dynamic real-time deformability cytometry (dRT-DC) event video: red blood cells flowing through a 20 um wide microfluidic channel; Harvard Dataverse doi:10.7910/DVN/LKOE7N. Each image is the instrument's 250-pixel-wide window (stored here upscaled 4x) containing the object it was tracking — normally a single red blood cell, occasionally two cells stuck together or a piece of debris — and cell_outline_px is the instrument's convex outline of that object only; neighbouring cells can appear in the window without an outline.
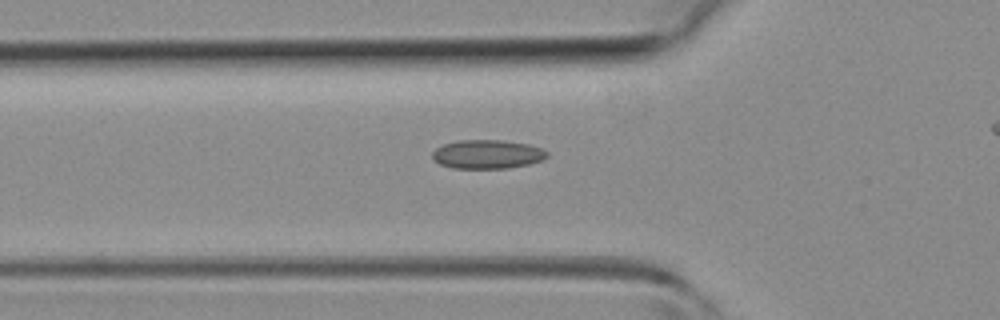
{"species": "common noctule bat (a hibernating species)", "species_latin": "Nyctalus noctula", "temperature_condition": "room temperature", "stored_images_in_passage": 35, "camera_frame_rate_fps": 3000, "um_per_image_px": 0.085, "animal": {"sex": "female", "body_mass_g": 19.3, "forearm_length_mm": 54.1}, "frame": {"image": 1, "passage_image": 12, "time_ms": 3.667, "image_size_px": [1000, 320], "cell_outline_px": [[548, 156], [540, 160], [528, 164], [508, 168], [452, 168], [440, 164], [432, 160], [432, 152], [436, 148], [444, 144], [460, 140], [500, 140], [528, 144], [540, 148], [548, 152]], "centroid_in_image_um": [41.38, 13.11], "position_along_channel_um": 84.4, "area_um2": 19.19}}
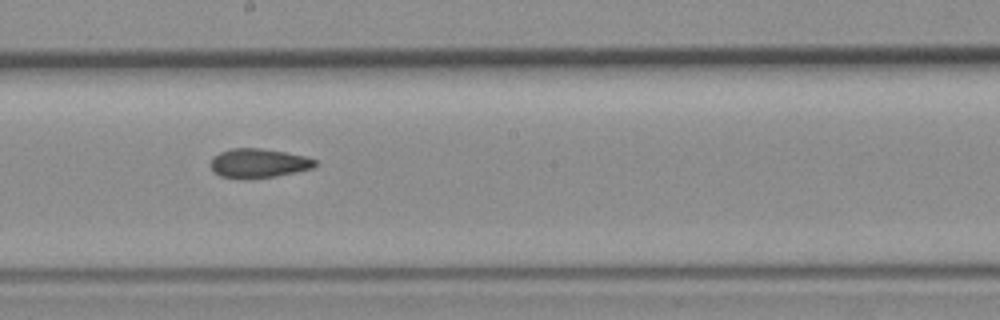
{"frame": {"image": 2, "passage_image": 21, "time_ms": 6.667, "image_size_px": [1000, 320], "cell_outline_px": [[316, 164], [312, 168], [296, 172], [276, 176], [244, 180], [220, 176], [212, 168], [212, 156], [220, 152], [232, 148], [260, 148], [308, 156], [316, 160]], "centroid_in_image_um": [21.98, 13.88], "position_along_channel_um": 226.2, "area_um2": 17.86}}
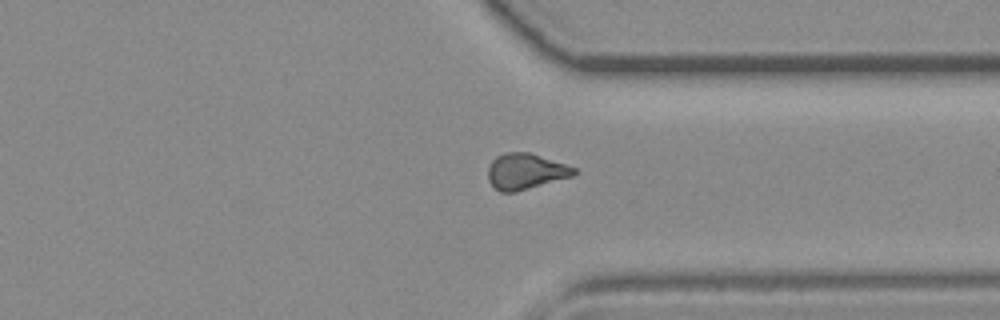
{"frame": {"image": 3, "passage_image": 30, "time_ms": 9.667, "image_size_px": [1000, 320], "cell_outline_px": [[576, 172], [572, 176], [516, 192], [500, 192], [488, 180], [488, 168], [492, 160], [496, 156], [508, 152], [528, 152], [576, 168]], "centroid_in_image_um": [44.64, 14.57], "position_along_channel_um": 366.8, "area_um2": 17.69}}